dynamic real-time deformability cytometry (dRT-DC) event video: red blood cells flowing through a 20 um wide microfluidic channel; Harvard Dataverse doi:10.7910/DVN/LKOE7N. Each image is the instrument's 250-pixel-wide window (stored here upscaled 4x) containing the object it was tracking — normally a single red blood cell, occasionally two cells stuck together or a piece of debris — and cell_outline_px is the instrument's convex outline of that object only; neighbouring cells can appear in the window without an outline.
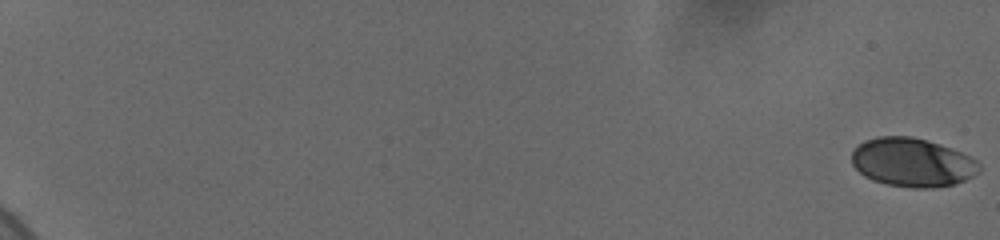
{"species": "human", "species_latin": "Homo sapiens", "temperature_condition": "cold", "stored_images_in_passage": 57, "camera_frame_rate_fps": 3000, "um_per_image_px": 0.085, "donor": {"sex": "female"}, "frame": {"image": 1, "passage_image": 1, "time_ms": 0.0, "image_size_px": [1000, 240], "cell_outline_px": [[980, 172], [956, 184], [932, 188], [912, 188], [888, 184], [872, 180], [864, 176], [852, 164], [852, 152], [864, 140], [876, 136], [912, 136], [940, 144], [960, 152], [976, 160], [980, 164]], "centroid_in_image_um": [77.54, 13.81], "position_along_channel_um": 7.5, "area_um2": 36.18}}
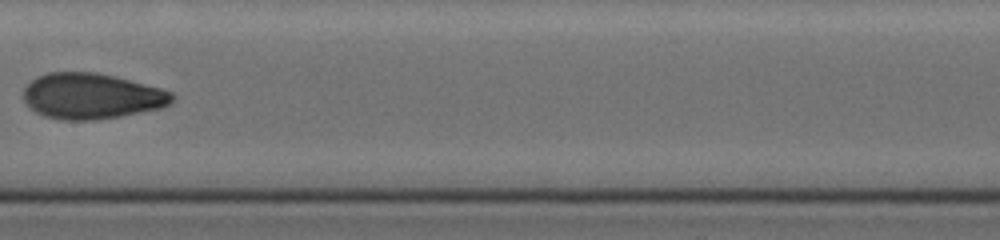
{"frame": {"image": 2, "passage_image": 30, "time_ms": 11.667, "image_size_px": [1000, 240], "cell_outline_px": [[176, 96], [172, 104], [160, 108], [120, 116], [92, 120], [60, 120], [44, 116], [36, 112], [24, 100], [24, 88], [36, 76], [48, 72], [96, 72], [160, 88], [172, 92]], "centroid_in_image_um": [7.79, 8.17], "position_along_channel_um": 199.6, "area_um2": 39.48}}
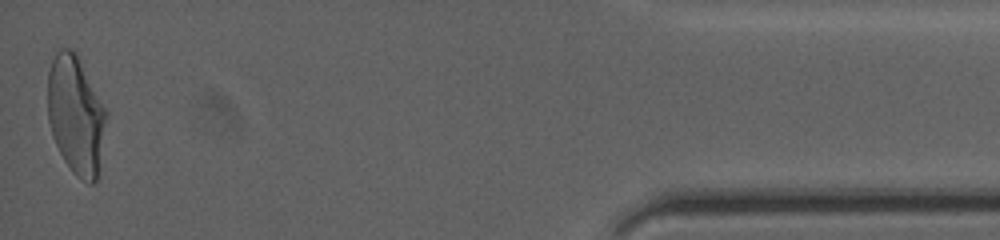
{"frame": {"image": 3, "passage_image": 57, "time_ms": 19.667, "image_size_px": [1000, 240], "cell_outline_px": [[108, 112], [100, 168], [96, 180], [92, 184], [88, 184], [80, 180], [72, 172], [64, 160], [52, 136], [48, 120], [48, 72], [52, 60], [56, 52], [60, 48], [72, 48], [76, 52]], "centroid_in_image_um": [6.47, 9.8], "position_along_channel_um": 428.7, "area_um2": 40.98}, "authors_computed_cell_mechanics": {"area_um2": 38.0324, "velocity_mm_per_s": 3.6745, "shape_relaxation_time_tau1_ms": 4.3075, "shape_relaxation_time_tau2_ms": 1.2418, "deformation_change_tau1": 0.1649, "deformation_change_tau2": 0.0587}}